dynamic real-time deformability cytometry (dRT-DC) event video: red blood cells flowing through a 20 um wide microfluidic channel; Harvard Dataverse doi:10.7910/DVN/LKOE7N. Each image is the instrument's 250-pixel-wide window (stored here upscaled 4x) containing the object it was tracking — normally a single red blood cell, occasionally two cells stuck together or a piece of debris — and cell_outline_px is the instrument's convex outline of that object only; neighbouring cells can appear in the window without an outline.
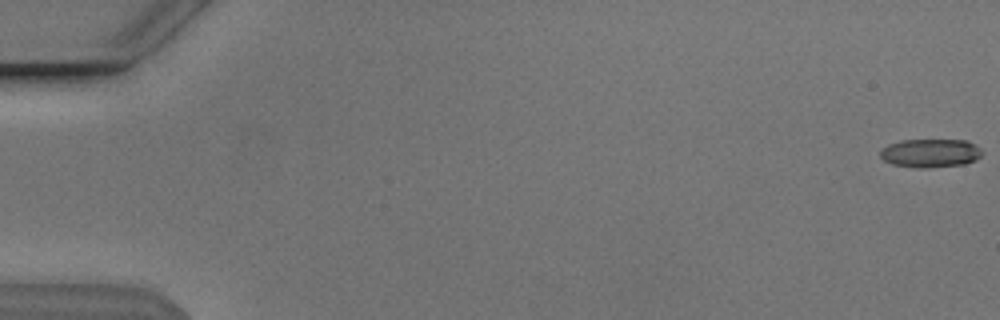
{"species": "Egyptian fruit bat (a non-hibernating species)", "species_latin": "Rousettus aegyptiacus", "temperature_condition": "cold", "stored_images_in_passage": 55, "camera_frame_rate_fps": 3000, "um_per_image_px": 0.085, "animal": {"sex": "male"}, "frame": {"image": 1, "passage_image": 1, "time_ms": 0.0, "image_size_px": [1000, 320], "cell_outline_px": [[984, 152], [976, 160], [964, 164], [928, 168], [916, 168], [892, 164], [884, 160], [880, 156], [880, 152], [888, 144], [900, 140], [968, 140], [976, 144]], "centroid_in_image_um": [79.12, 13.01], "position_along_channel_um": 5.9, "area_um2": 17.11}}
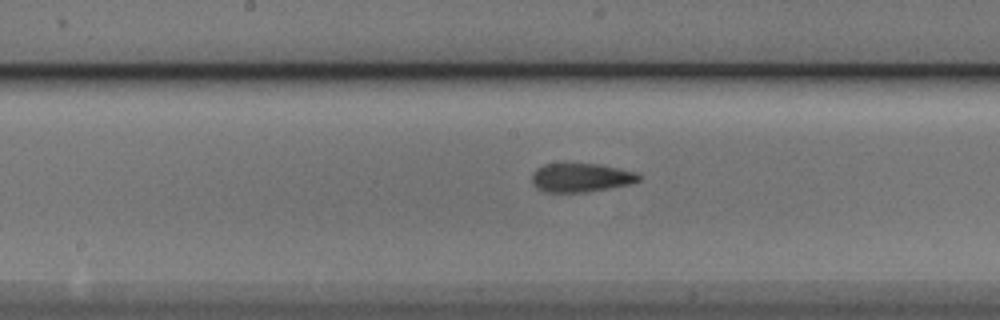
{"frame": {"image": 2, "passage_image": 29, "time_ms": 9.333, "image_size_px": [1000, 320], "cell_outline_px": [[640, 180], [632, 184], [588, 192], [544, 192], [536, 188], [532, 184], [532, 172], [536, 168], [544, 164], [600, 164], [636, 172], [640, 176]], "centroid_in_image_um": [49.37, 15.11], "position_along_channel_um": 198.8, "area_um2": 18.09}}
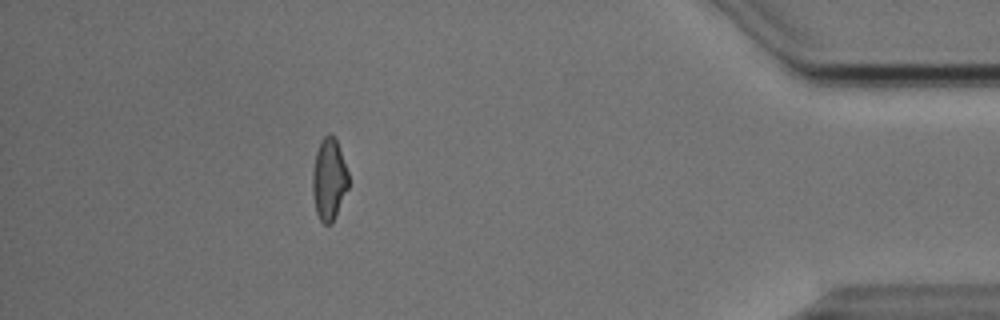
{"frame": {"image": 3, "passage_image": 49, "time_ms": 16.0, "image_size_px": [1000, 320], "cell_outline_px": [[348, 188], [332, 224], [324, 224], [320, 220], [316, 212], [312, 192], [312, 172], [316, 152], [320, 140], [328, 132], [336, 140], [348, 172]], "centroid_in_image_um": [27.95, 15.25], "position_along_channel_um": 407.3, "area_um2": 17.11}, "authors_computed_cell_mechanics": {"area_um2": 17.6868, "velocity_mm_per_s": 3.8456, "shape_relaxation_time_tau1_ms": null, "shape_relaxation_time_tau2_ms": 2.6515, "deformation_change_tau1": null, "deformation_change_tau2": 0.1052}}